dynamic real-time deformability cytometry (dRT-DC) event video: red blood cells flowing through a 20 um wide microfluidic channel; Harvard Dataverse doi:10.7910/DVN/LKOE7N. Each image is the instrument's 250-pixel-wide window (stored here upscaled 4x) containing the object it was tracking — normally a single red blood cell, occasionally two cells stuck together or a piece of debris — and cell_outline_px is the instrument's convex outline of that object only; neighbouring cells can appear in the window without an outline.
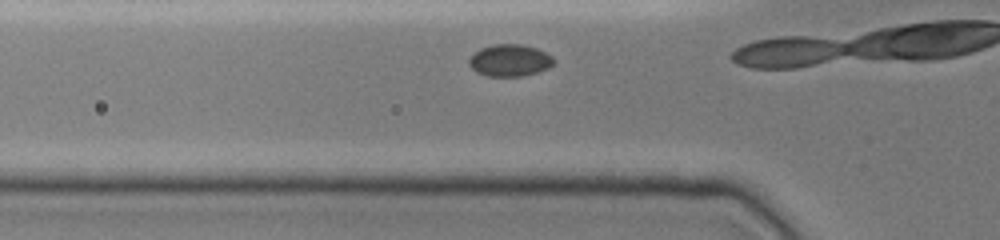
{"species": "common noctule bat (a hibernating species)", "species_latin": "Nyctalus noctula", "temperature_condition": "cold", "stored_images_in_passage": 4, "camera_frame_rate_fps": 3000, "um_per_image_px": 0.085, "animal": {"sex": "female", "body_mass_g": 19.0, "forearm_length_mm": 51.5}, "frame": {"image": 1, "passage_image": 3, "time_ms": 0.667, "image_size_px": [1000, 240], "cell_outline_px": [[552, 64], [548, 68], [536, 72], [520, 76], [488, 76], [476, 72], [468, 64], [468, 60], [480, 48], [492, 44], [520, 44], [536, 48], [552, 56]], "centroid_in_image_um": [43.29, 5.12], "position_along_channel_um": 82.5, "area_um2": 15.55}}